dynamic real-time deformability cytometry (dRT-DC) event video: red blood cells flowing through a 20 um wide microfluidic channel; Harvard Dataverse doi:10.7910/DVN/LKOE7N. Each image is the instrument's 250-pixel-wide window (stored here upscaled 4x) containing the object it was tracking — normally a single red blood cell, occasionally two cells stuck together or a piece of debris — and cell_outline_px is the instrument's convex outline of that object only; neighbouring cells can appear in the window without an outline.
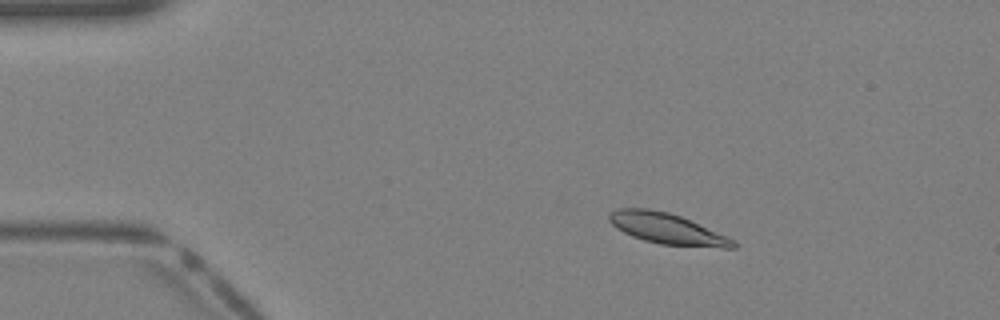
{"species": "Egyptian fruit bat (a non-hibernating species)", "species_latin": "Rousettus aegyptiacus", "temperature_condition": "warm", "stored_images_in_passage": 34, "camera_frame_rate_fps": 3000, "um_per_image_px": 0.085, "animal": {"sex": "female"}, "frame": {"image": 1, "passage_image": 1, "time_ms": 0.0, "image_size_px": [1000, 320], "cell_outline_px": [[736, 248], [724, 248], [660, 244], [644, 240], [632, 236], [616, 228], [608, 220], [608, 216], [616, 208], [648, 208], [668, 212], [680, 216], [728, 236], [736, 240]], "centroid_in_image_um": [56.71, 19.44], "position_along_channel_um": 28.3, "area_um2": 22.25}}
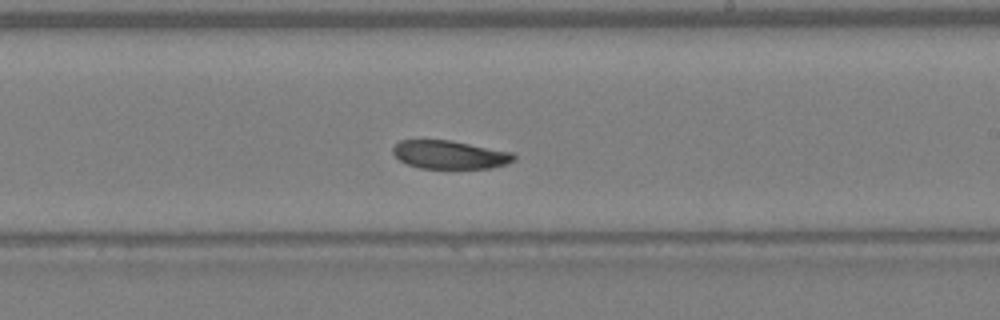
{"frame": {"image": 2, "passage_image": 18, "time_ms": 5.667, "image_size_px": [1000, 320], "cell_outline_px": [[516, 160], [492, 168], [420, 168], [408, 164], [400, 160], [392, 152], [392, 148], [400, 140], [452, 140], [512, 152], [516, 156]], "centroid_in_image_um": [38.24, 13.14], "position_along_channel_um": 250.8, "area_um2": 19.94}}
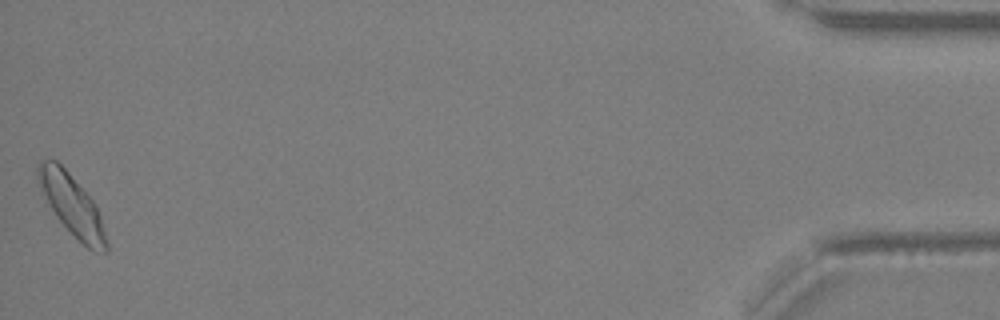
{"frame": {"image": 3, "passage_image": 34, "time_ms": 11.0, "image_size_px": [1000, 320], "cell_outline_px": [[108, 252], [92, 252], [56, 216], [40, 192], [36, 180], [36, 168], [40, 160], [56, 160], [68, 172], [96, 204], [100, 216], [108, 244]], "centroid_in_image_um": [6.08, 17.4], "position_along_channel_um": 429.1, "area_um2": 23.93}}